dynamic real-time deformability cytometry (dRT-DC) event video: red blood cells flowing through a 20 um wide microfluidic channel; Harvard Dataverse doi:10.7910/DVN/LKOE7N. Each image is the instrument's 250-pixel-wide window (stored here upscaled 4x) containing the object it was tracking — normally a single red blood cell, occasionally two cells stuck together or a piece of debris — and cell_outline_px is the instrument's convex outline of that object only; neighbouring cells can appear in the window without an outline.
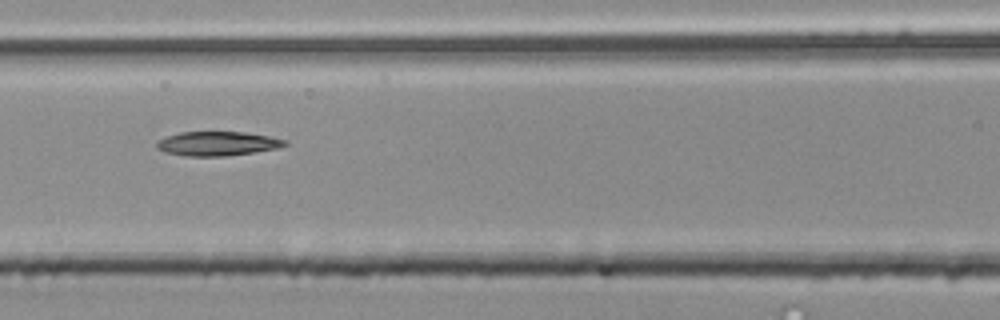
{"species": "common noctule bat (a hibernating species)", "species_latin": "Nyctalus noctula", "temperature_condition": "room temperature", "stored_images_in_passage": 40, "camera_frame_rate_fps": 3000, "um_per_image_px": 0.085, "animal": {"sex": "male", "body_mass_g": 20.4}, "frame": {"image": 1, "passage_image": 10, "time_ms": 3.0, "image_size_px": [1000, 320], "cell_outline_px": [[280, 144], [268, 148], [248, 152], [176, 152], [164, 148], [160, 144], [176, 136], [188, 132], [232, 132], [260, 136], [276, 140]], "centroid_in_image_um": [18.53, 12.12], "position_along_channel_um": 148.1, "area_um2": 13.7}}
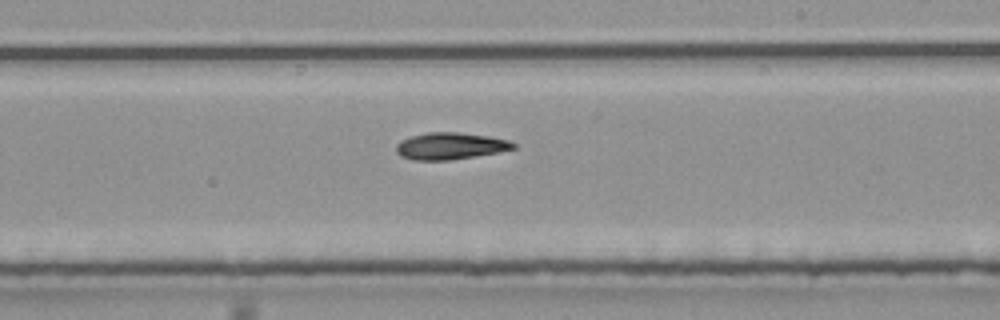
{"frame": {"image": 2, "passage_image": 18, "time_ms": 5.667, "image_size_px": [1000, 320], "cell_outline_px": [[512, 148], [464, 156], [408, 156], [400, 152], [400, 144], [408, 140], [420, 136], [476, 136], [500, 140], [512, 144]], "centroid_in_image_um": [38.36, 12.41], "position_along_channel_um": 250.6, "area_um2": 13.29}}
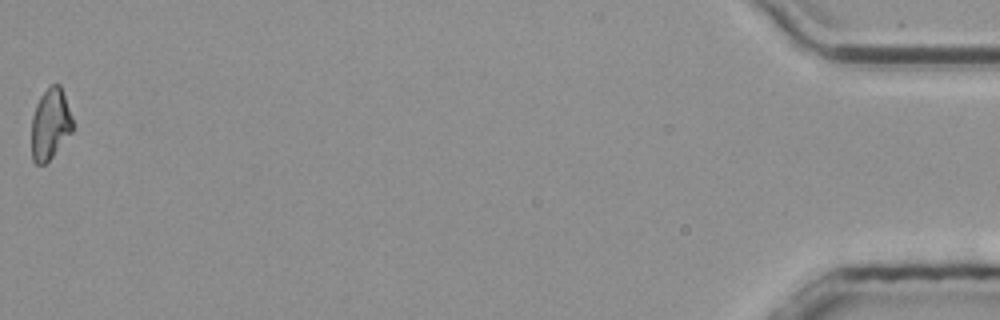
{"frame": {"image": 3, "passage_image": 40, "time_ms": 13.0, "image_size_px": [1000, 320], "cell_outline_px": [[72, 128], [48, 160], [40, 164], [36, 160], [32, 152], [32, 124], [40, 100], [56, 84], [60, 88], [72, 120]], "centroid_in_image_um": [4.26, 10.61], "position_along_channel_um": 430.9, "area_um2": 14.91}}